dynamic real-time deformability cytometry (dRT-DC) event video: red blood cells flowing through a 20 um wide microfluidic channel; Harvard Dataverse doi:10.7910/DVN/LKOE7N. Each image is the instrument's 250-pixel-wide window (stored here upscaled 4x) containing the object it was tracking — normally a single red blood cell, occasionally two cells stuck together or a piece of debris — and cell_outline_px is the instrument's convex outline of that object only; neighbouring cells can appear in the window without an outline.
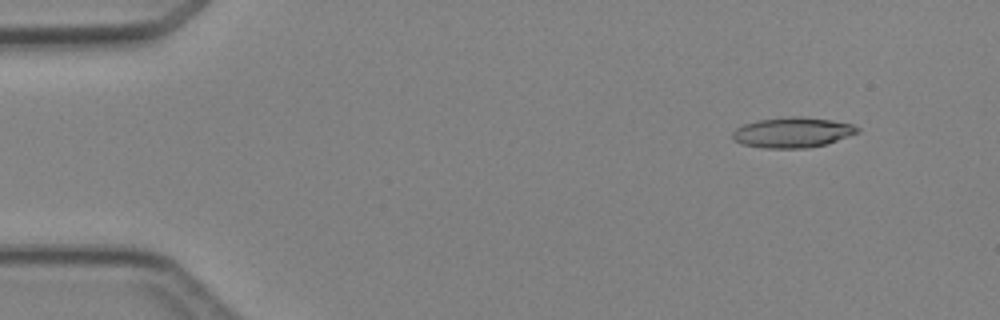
{"species": "Egyptian fruit bat (a non-hibernating species)", "species_latin": "Rousettus aegyptiacus", "temperature_condition": "cold", "stored_images_in_passage": 6, "camera_frame_rate_fps": 3000, "um_per_image_px": 0.085, "animal": {"sex": "female"}, "frame": {"image": 1, "passage_image": 2, "time_ms": 1.0, "image_size_px": [1000, 320], "cell_outline_px": [[860, 132], [824, 144], [808, 148], [764, 148], [740, 144], [732, 140], [732, 132], [736, 128], [744, 124], [756, 120], [792, 116], [800, 116], [832, 120], [852, 124], [860, 128]], "centroid_in_image_um": [67.32, 11.25], "position_along_channel_um": 17.7, "area_um2": 22.14}}
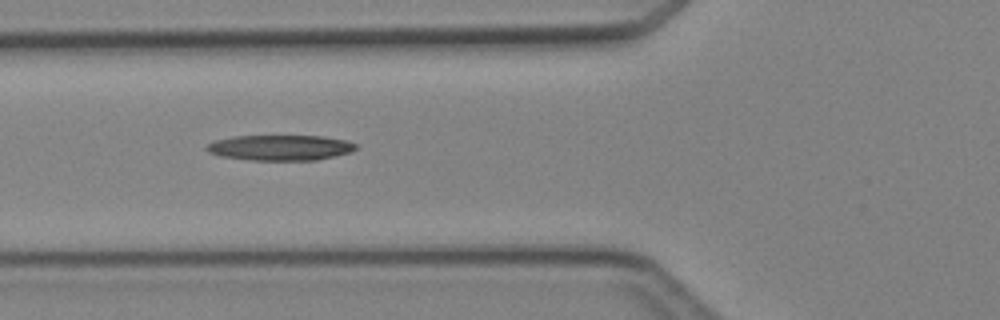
{"frame": {"image": 2, "passage_image": 5, "time_ms": 5.333, "image_size_px": [1000, 320], "cell_outline_px": [[360, 148], [352, 152], [316, 160], [248, 160], [220, 156], [208, 152], [204, 148], [208, 144], [216, 140], [232, 136], [324, 136], [348, 140], [360, 144]], "centroid_in_image_um": [23.89, 12.55], "position_along_channel_um": 101.9, "area_um2": 22.48}}
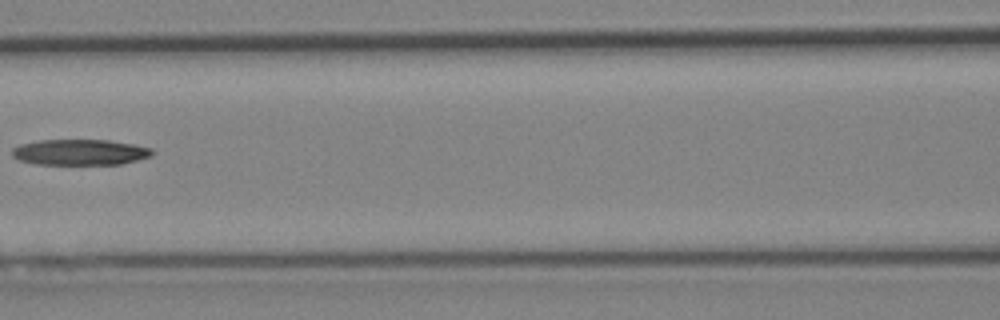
{"frame": {"image": 3, "passage_image": 6, "time_ms": 6.667, "image_size_px": [1000, 320], "cell_outline_px": [[152, 156], [120, 164], [36, 164], [20, 160], [12, 156], [12, 148], [20, 144], [36, 140], [108, 140], [132, 144], [152, 148]], "centroid_in_image_um": [6.77, 12.93], "position_along_channel_um": 159.8, "area_um2": 20.98}}